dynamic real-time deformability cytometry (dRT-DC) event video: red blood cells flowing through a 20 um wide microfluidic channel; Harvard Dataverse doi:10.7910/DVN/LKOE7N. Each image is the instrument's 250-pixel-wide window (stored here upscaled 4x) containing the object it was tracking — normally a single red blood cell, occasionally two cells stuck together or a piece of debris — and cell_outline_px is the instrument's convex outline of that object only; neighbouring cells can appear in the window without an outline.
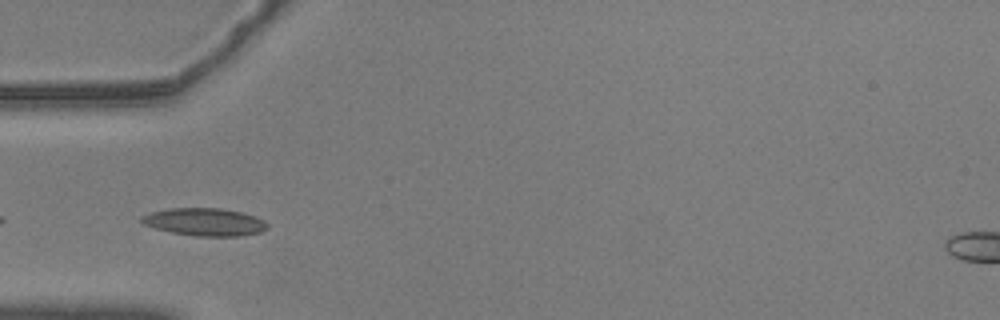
{"species": "common noctule bat (a hibernating species)", "species_latin": "Nyctalus noctula", "temperature_condition": "warm", "stored_images_in_passage": 5, "camera_frame_rate_fps": 3000, "um_per_image_px": 0.085, "animal": {"sex": "male", "body_mass_g": 20.5, "forearm_length_mm": 52.5}, "frame": {"image": 1, "passage_image": 2, "time_ms": 0.333, "image_size_px": [1000, 320], "cell_outline_px": [[268, 228], [260, 232], [240, 236], [196, 236], [172, 232], [156, 228], [144, 224], [140, 220], [140, 216], [152, 212], [168, 208], [220, 208], [240, 212], [256, 216], [264, 220], [268, 224]], "centroid_in_image_um": [17.41, 18.86], "position_along_channel_um": 67.6, "area_um2": 20.23}}